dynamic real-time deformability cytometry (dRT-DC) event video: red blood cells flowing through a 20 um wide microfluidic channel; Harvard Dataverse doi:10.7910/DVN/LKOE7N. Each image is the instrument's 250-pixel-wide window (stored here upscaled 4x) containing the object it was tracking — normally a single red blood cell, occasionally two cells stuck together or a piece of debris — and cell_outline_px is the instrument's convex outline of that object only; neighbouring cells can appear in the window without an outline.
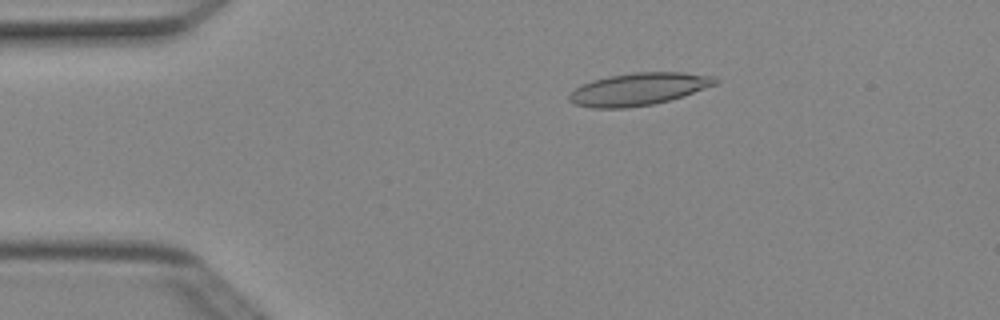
{"species": "Egyptian fruit bat (a non-hibernating species)", "species_latin": "Rousettus aegyptiacus", "temperature_condition": "cold", "stored_images_in_passage": 2, "camera_frame_rate_fps": 3000, "um_per_image_px": 0.085, "animal": {"sex": "female"}, "frame": {"image": 1, "passage_image": 1, "time_ms": 0.0, "image_size_px": [1000, 320], "cell_outline_px": [[720, 80], [716, 84], [684, 96], [652, 104], [628, 108], [592, 108], [576, 104], [568, 100], [568, 96], [576, 88], [592, 80], [608, 76], [632, 72], [684, 72], [716, 76]], "centroid_in_image_um": [54.31, 7.56], "position_along_channel_um": 30.7, "area_um2": 27.63}}